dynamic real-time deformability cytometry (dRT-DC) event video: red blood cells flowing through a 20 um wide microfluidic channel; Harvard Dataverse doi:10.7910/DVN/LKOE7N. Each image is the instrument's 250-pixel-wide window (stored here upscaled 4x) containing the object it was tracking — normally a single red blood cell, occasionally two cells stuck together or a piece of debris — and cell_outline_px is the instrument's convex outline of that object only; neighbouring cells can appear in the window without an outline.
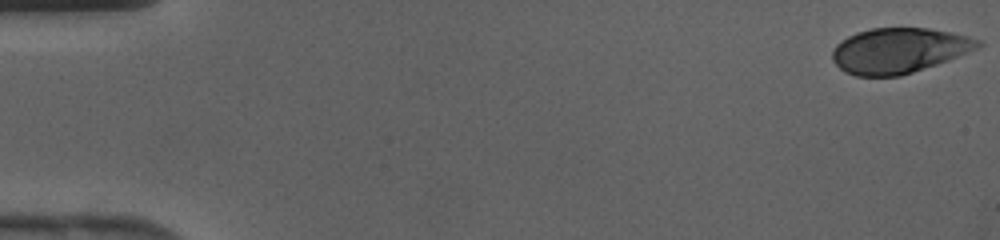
{"species": "human", "species_latin": "Homo sapiens", "temperature_condition": "cold", "stored_images_in_passage": 43, "camera_frame_rate_fps": 3000, "um_per_image_px": 0.085, "donor": {"sex": "female"}, "frame": {"image": 1, "passage_image": 1, "time_ms": 0.0, "image_size_px": [1000, 240], "cell_outline_px": [[984, 44], [968, 52], [948, 60], [900, 76], [856, 76], [844, 72], [832, 60], [832, 52], [836, 44], [848, 36], [856, 32], [872, 28], [928, 28], [952, 32], [968, 36], [980, 40]], "centroid_in_image_um": [76.39, 4.29], "position_along_channel_um": 8.6, "area_um2": 38.26}}
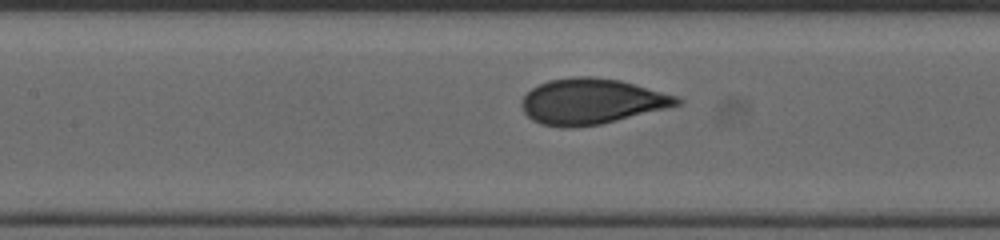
{"frame": {"image": 2, "passage_image": 20, "time_ms": 6.333, "image_size_px": [1000, 240], "cell_outline_px": [[684, 104], [600, 124], [568, 128], [560, 128], [540, 124], [532, 120], [524, 112], [520, 104], [520, 100], [532, 88], [548, 80], [576, 76], [592, 76], [620, 80], [676, 96], [684, 100]], "centroid_in_image_um": [50.26, 8.62], "position_along_channel_um": 157.1, "area_um2": 41.33}}
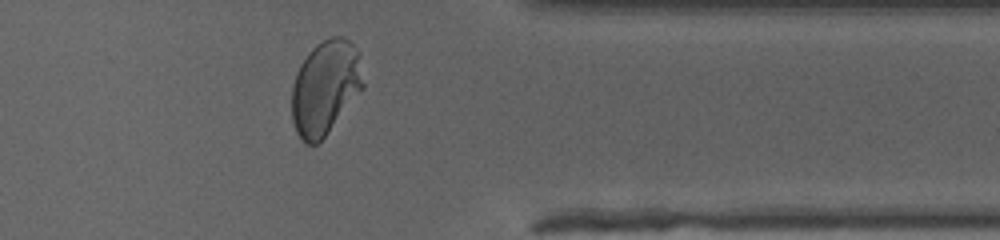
{"frame": {"image": 3, "passage_image": 35, "time_ms": 11.333, "image_size_px": [1000, 240], "cell_outline_px": [[364, 88], [324, 136], [316, 144], [304, 144], [300, 140], [296, 132], [292, 120], [292, 88], [300, 64], [308, 52], [316, 44], [332, 36], [340, 36], [348, 40], [360, 52], [364, 84]], "centroid_in_image_um": [27.66, 7.43], "position_along_channel_um": 383.7, "area_um2": 39.25}}